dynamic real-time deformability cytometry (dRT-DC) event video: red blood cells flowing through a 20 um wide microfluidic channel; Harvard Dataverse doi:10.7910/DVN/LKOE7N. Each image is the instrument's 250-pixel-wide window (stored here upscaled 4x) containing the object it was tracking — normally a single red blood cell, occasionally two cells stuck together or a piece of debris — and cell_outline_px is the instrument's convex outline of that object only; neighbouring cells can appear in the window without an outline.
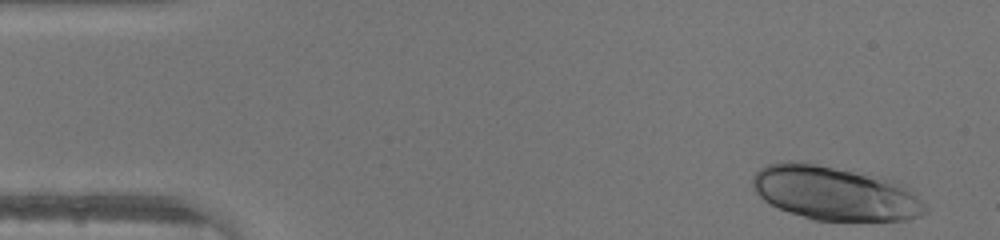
{"species": "human", "species_latin": "Homo sapiens", "temperature_condition": "warm", "stored_images_in_passage": 43, "camera_frame_rate_fps": 3000, "um_per_image_px": 0.085, "donor": {"sex": "male"}, "frame": {"image": 1, "passage_image": 1, "time_ms": 0.0, "image_size_px": [1000, 240], "cell_outline_px": [[928, 212], [920, 216], [908, 220], [812, 220], [788, 212], [764, 200], [752, 188], [752, 176], [760, 168], [768, 164], [788, 160], [792, 160], [816, 164], [892, 180], [908, 188], [928, 208]], "centroid_in_image_um": [70.93, 16.43], "position_along_channel_um": 14.1, "area_um2": 53.87}}
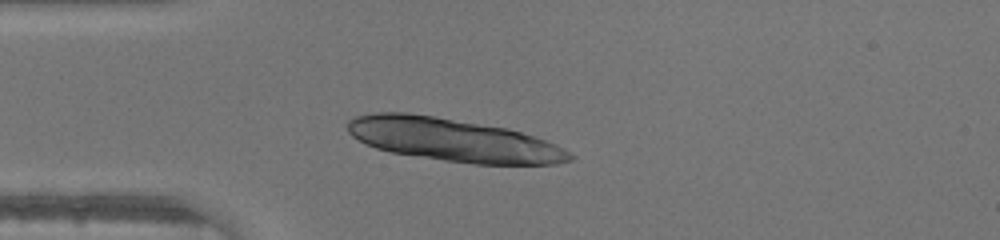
{"frame": {"image": 2, "passage_image": 10, "time_ms": 3.0, "image_size_px": [1000, 240], "cell_outline_px": [[576, 156], [572, 160], [556, 164], [476, 164], [444, 160], [388, 152], [364, 144], [352, 136], [348, 132], [348, 120], [352, 116], [376, 112], [408, 112], [508, 128], [536, 136], [556, 144], [564, 148]], "centroid_in_image_um": [38.52, 11.89], "position_along_channel_um": 46.5, "area_um2": 56.01}}
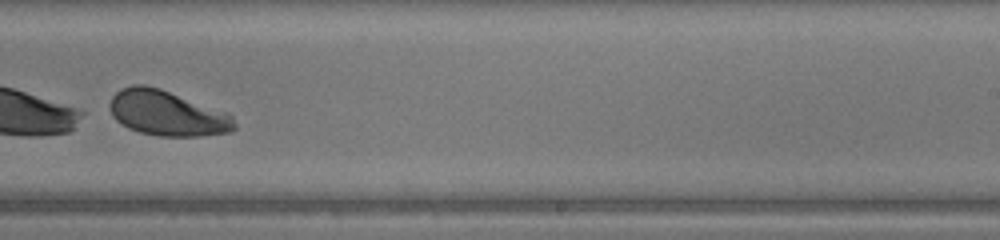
{"frame": {"image": 3, "passage_image": 27, "time_ms": 8.667, "image_size_px": [1000, 240], "cell_outline_px": [[236, 128], [232, 132], [200, 136], [160, 136], [140, 132], [128, 128], [116, 120], [112, 116], [108, 104], [112, 96], [120, 88], [132, 84], [144, 84], [160, 88], [228, 112], [232, 116], [236, 124]], "centroid_in_image_um": [14.2, 9.61], "position_along_channel_um": 274.8, "area_um2": 33.23}}